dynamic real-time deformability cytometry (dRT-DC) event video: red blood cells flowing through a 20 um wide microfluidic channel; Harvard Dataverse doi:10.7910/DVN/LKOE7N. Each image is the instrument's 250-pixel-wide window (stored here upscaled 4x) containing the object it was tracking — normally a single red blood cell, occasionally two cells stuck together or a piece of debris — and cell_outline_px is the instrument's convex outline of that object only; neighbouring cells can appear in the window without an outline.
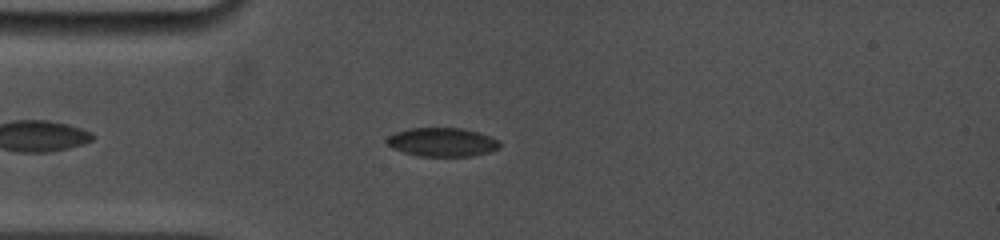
{"species": "common noctule bat (a hibernating species)", "species_latin": "Nyctalus noctula", "temperature_condition": "cold", "stored_images_in_passage": 19, "camera_frame_rate_fps": 5000, "um_per_image_px": 0.085, "animal": {"sex": "female", "body_mass_g": 19.0, "forearm_length_mm": 53.3}, "frame": {"image": 1, "passage_image": 9, "time_ms": 1.6, "image_size_px": [1000, 240], "cell_outline_px": [[500, 148], [488, 152], [472, 156], [420, 156], [404, 152], [392, 148], [384, 140], [388, 136], [396, 132], [408, 128], [460, 128], [480, 132], [500, 140]], "centroid_in_image_um": [37.6, 12.07], "position_along_channel_um": 47.4, "area_um2": 19.02}}
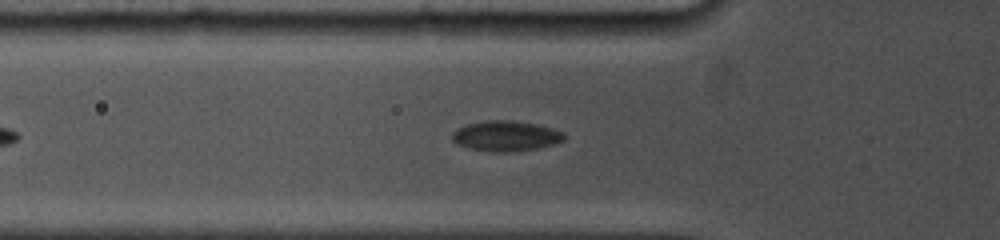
{"frame": {"image": 2, "passage_image": 14, "time_ms": 2.8, "image_size_px": [1000, 240], "cell_outline_px": [[564, 140], [556, 144], [536, 148], [512, 152], [492, 152], [468, 148], [456, 144], [452, 140], [452, 132], [456, 128], [468, 124], [484, 120], [512, 120], [536, 124], [552, 128], [564, 132]], "centroid_in_image_um": [42.97, 11.56], "position_along_channel_um": 82.8, "area_um2": 20.0}}
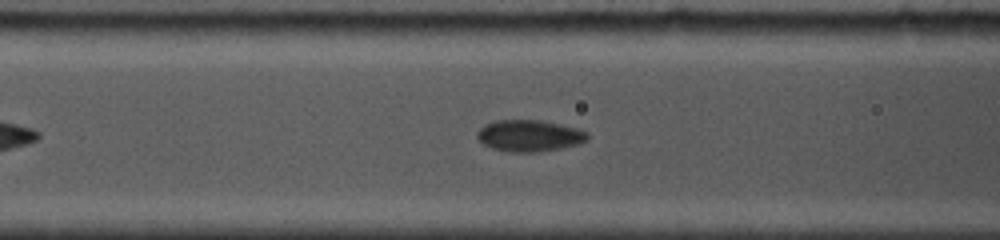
{"frame": {"image": 3, "passage_image": 19, "time_ms": 3.8, "image_size_px": [1000, 240], "cell_outline_px": [[588, 140], [576, 144], [560, 148], [540, 152], [504, 152], [492, 148], [484, 144], [476, 136], [476, 132], [484, 124], [496, 120], [540, 120], [576, 128], [588, 132]], "centroid_in_image_um": [44.96, 11.54], "position_along_channel_um": 121.6, "area_um2": 20.29}}